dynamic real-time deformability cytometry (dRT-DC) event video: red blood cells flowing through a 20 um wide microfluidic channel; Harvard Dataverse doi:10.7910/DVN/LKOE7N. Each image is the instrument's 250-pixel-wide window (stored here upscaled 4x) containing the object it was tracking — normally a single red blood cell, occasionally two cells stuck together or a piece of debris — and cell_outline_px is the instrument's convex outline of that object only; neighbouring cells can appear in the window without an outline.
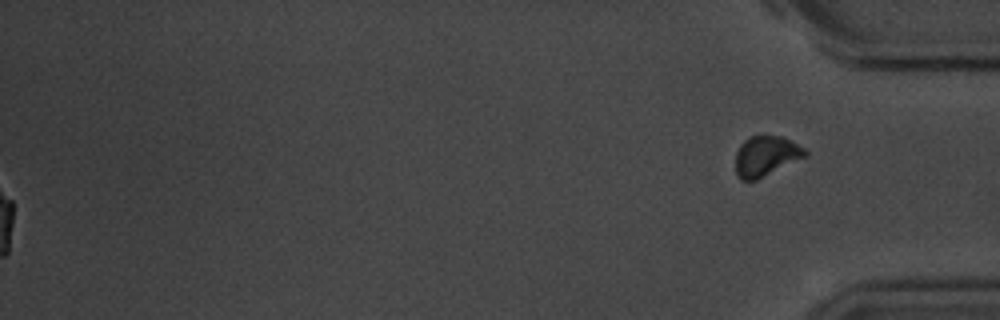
{"species": "common noctule bat (a hibernating species)", "species_latin": "Nyctalus noctula", "temperature_condition": "room temperature", "stored_images_in_passage": 56, "segment_of_instrument_passage": [2, 2], "camera_frame_rate_fps": 3000, "um_per_image_px": 0.085, "animal": {"sex": "male", "body_mass_g": 20.1, "forearm_length_mm": 53.5}, "frame": {"image": 1, "passage_image": 56, "time_ms": 18.333, "image_size_px": [1000, 320], "cell_outline_px": [[808, 156], [756, 180], [740, 180], [736, 176], [736, 152], [740, 144], [748, 136], [780, 136], [804, 148], [808, 152]], "centroid_in_image_um": [65.09, 13.28], "position_along_channel_um": 370.1, "area_um2": 16.3}}